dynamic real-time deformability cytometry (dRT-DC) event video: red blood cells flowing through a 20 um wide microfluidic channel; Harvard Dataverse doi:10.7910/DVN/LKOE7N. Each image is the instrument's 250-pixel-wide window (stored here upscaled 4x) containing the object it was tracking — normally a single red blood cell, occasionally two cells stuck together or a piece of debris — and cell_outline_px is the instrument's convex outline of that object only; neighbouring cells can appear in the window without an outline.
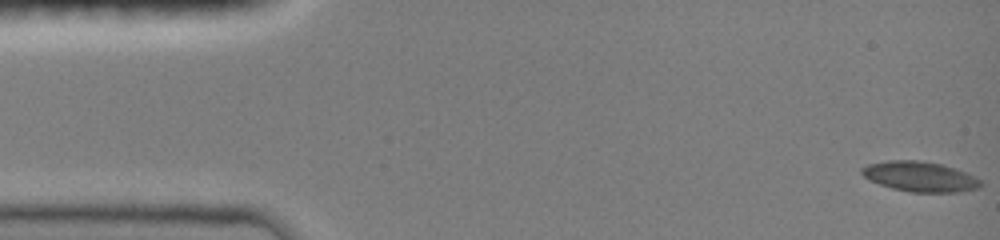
{"species": "common noctule bat (a hibernating species)", "species_latin": "Nyctalus noctula", "temperature_condition": "room temperature", "stored_images_in_passage": 48, "camera_frame_rate_fps": 3000, "um_per_image_px": 0.085, "animal": {"sex": "female", "body_mass_g": 19.0, "forearm_length_mm": 51.5}, "frame": {"image": 1, "passage_image": 1, "time_ms": 0.0, "image_size_px": [1000, 240], "cell_outline_px": [[984, 184], [980, 188], [960, 192], [912, 192], [892, 188], [868, 180], [860, 172], [860, 168], [868, 164], [888, 160], [920, 160], [940, 164], [956, 168], [976, 176]], "centroid_in_image_um": [78.22, 15.01], "position_along_channel_um": 6.8, "area_um2": 21.1}}
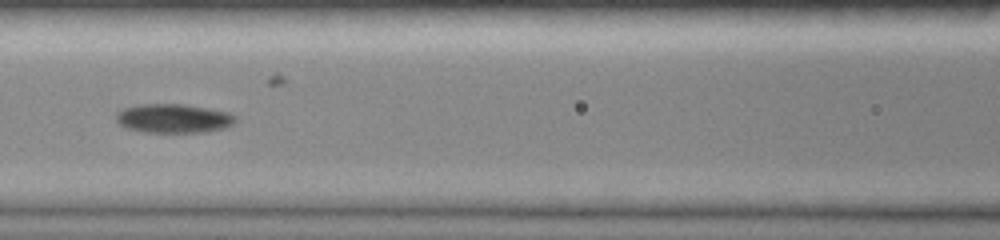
{"frame": {"image": 2, "passage_image": 21, "time_ms": 6.667, "image_size_px": [1000, 240], "cell_outline_px": [[236, 120], [232, 124], [224, 128], [208, 132], [144, 132], [124, 128], [116, 120], [116, 112], [124, 108], [140, 104], [184, 104], [208, 108], [228, 112], [236, 116]], "centroid_in_image_um": [14.74, 10.06], "position_along_channel_um": 151.9, "area_um2": 20.29}}
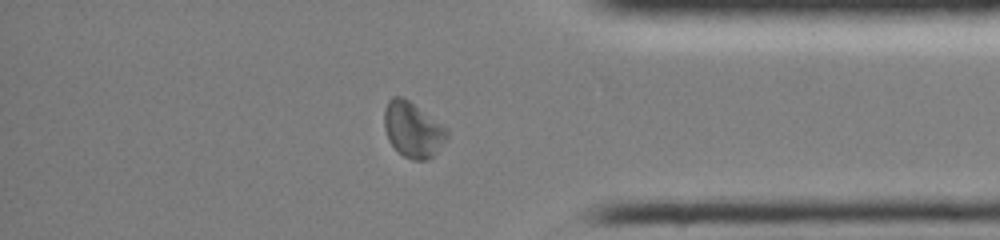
{"frame": {"image": 3, "passage_image": 40, "time_ms": 13.0, "image_size_px": [1000, 240], "cell_outline_px": [[448, 136], [432, 156], [428, 160], [412, 160], [404, 156], [388, 140], [384, 128], [384, 108], [388, 100], [392, 96], [400, 96], [408, 100], [448, 128]], "centroid_in_image_um": [35.07, 11.0], "position_along_channel_um": 400.1, "area_um2": 20.06}, "authors_computed_cell_mechanics": {"area_um2": 19.9121, "velocity_mm_per_s": 4.0255, "shape_relaxation_time_tau1_ms": null, "shape_relaxation_time_tau2_ms": 3.5077, "deformation_change_tau1": null, "deformation_change_tau2": 0.0734}}